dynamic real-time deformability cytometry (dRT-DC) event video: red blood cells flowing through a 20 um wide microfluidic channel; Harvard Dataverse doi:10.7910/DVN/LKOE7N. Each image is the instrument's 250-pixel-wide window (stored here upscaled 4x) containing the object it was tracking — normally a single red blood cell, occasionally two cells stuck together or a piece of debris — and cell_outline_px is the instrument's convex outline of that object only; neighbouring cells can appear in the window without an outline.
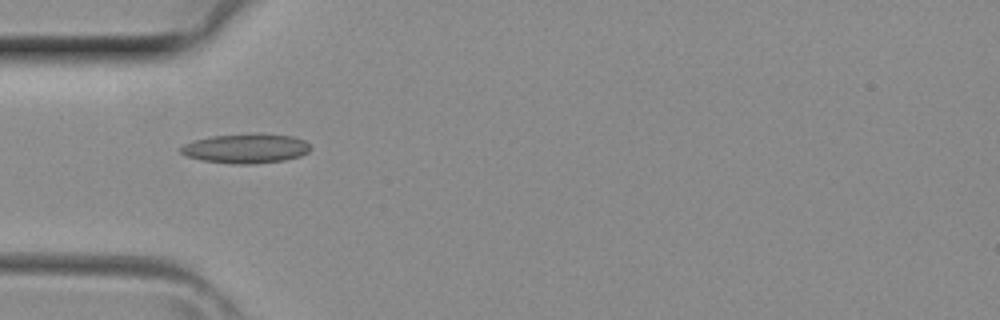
{"species": "common noctule bat (a hibernating species)", "species_latin": "Nyctalus noctula", "temperature_condition": "room temperature", "stored_images_in_passage": 3, "camera_frame_rate_fps": 3000, "um_per_image_px": 0.085, "animal": {"sex": "female", "body_mass_g": 29.2, "forearm_length_mm": 56.3}, "frame": {"image": 1, "passage_image": 3, "time_ms": 0.667, "image_size_px": [1000, 320], "cell_outline_px": [[312, 148], [308, 152], [300, 156], [284, 160], [252, 164], [232, 164], [200, 160], [184, 156], [180, 152], [180, 148], [184, 144], [192, 140], [212, 136], [252, 132], [260, 132], [292, 136], [304, 140]], "centroid_in_image_um": [20.88, 12.6], "position_along_channel_um": 64.1, "area_um2": 22.83}}